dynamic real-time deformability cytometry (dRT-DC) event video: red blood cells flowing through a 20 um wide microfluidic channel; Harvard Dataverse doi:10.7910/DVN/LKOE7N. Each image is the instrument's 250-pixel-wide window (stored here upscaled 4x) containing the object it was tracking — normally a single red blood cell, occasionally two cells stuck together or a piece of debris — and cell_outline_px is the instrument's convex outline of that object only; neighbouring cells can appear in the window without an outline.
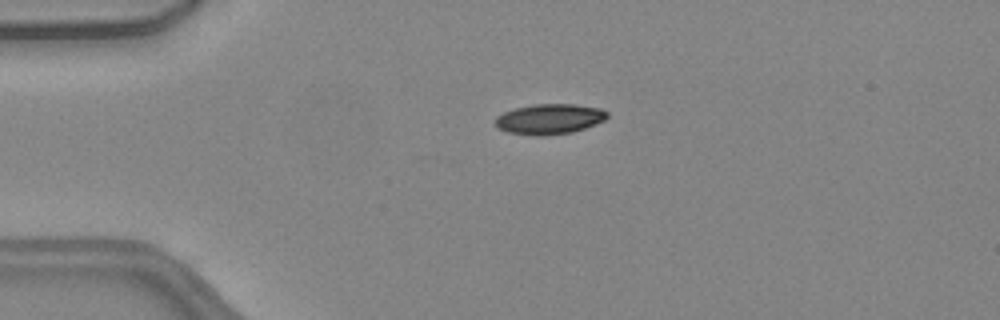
{"species": "common noctule bat (a hibernating species)", "species_latin": "Nyctalus noctula", "temperature_condition": "warm", "stored_images_in_passage": 33, "camera_frame_rate_fps": 3000, "um_per_image_px": 0.085, "animal": {"sex": "female", "body_mass_g": 24.6, "forearm_length_mm": 56.2}, "frame": {"image": 1, "passage_image": 2, "time_ms": 0.333, "image_size_px": [1000, 320], "cell_outline_px": [[608, 116], [604, 120], [596, 124], [572, 132], [544, 136], [536, 136], [508, 132], [496, 128], [496, 116], [504, 112], [516, 108], [536, 104], [572, 104], [600, 108], [608, 112]], "centroid_in_image_um": [46.7, 10.12], "position_along_channel_um": 38.3, "area_um2": 19.71}}
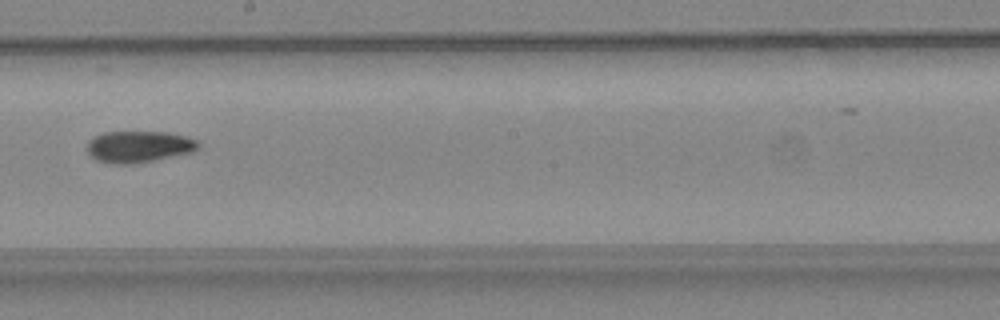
{"frame": {"image": 2, "passage_image": 19, "time_ms": 6.0, "image_size_px": [1000, 320], "cell_outline_px": [[200, 148], [192, 152], [132, 164], [112, 164], [96, 160], [88, 152], [88, 140], [92, 136], [104, 132], [168, 132], [184, 136], [196, 140], [200, 144]], "centroid_in_image_um": [11.78, 12.46], "position_along_channel_um": 236.4, "area_um2": 20.4}}
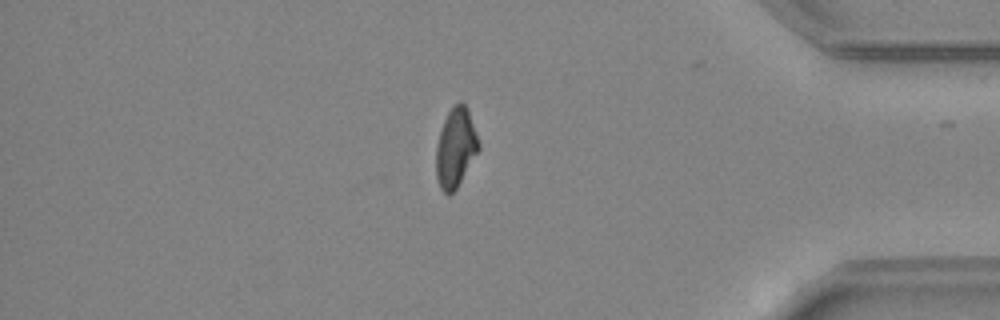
{"frame": {"image": 3, "passage_image": 33, "time_ms": 10.667, "image_size_px": [1000, 320], "cell_outline_px": [[480, 148], [456, 188], [448, 196], [440, 188], [436, 176], [436, 148], [440, 132], [444, 120], [448, 112], [460, 100], [468, 108], [480, 144]], "centroid_in_image_um": [38.73, 12.55], "position_along_channel_um": 396.5, "area_um2": 19.42}, "authors_computed_cell_mechanics": {"area_um2": 20.4034, "velocity_mm_per_s": 4.1231, "shape_relaxation_time_tau1_ms": 9.4689, "shape_relaxation_time_tau2_ms": null, "deformation_change_tau1": 0.216, "deformation_change_tau2": null}}